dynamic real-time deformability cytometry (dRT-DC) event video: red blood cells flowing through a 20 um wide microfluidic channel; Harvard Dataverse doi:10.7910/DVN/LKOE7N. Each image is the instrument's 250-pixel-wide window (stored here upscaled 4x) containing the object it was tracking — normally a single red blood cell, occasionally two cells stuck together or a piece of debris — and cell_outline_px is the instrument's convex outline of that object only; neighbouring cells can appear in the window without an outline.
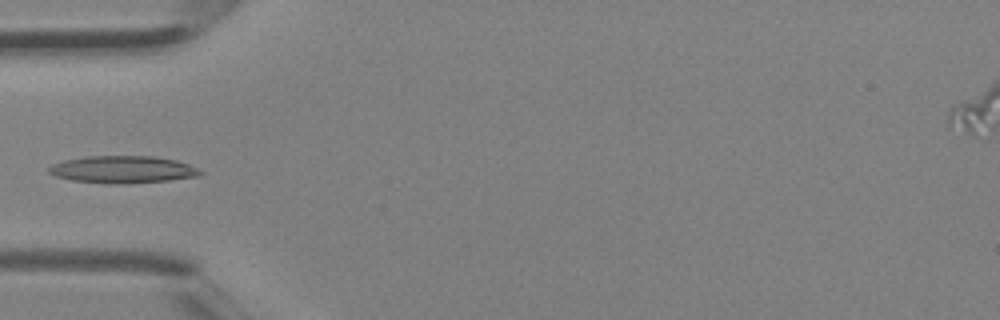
{"species": "Egyptian fruit bat (a non-hibernating species)", "species_latin": "Rousettus aegyptiacus", "temperature_condition": "room temperature", "stored_images_in_passage": 4, "camera_frame_rate_fps": 3000, "um_per_image_px": 0.085, "animal": {"sex": "female"}, "frame": {"image": 1, "passage_image": 4, "time_ms": 1.0, "image_size_px": [1000, 320], "cell_outline_px": [[204, 172], [200, 176], [168, 180], [124, 184], [104, 184], [72, 180], [56, 176], [48, 172], [48, 168], [52, 164], [64, 160], [84, 156], [156, 156], [176, 160], [188, 164]], "centroid_in_image_um": [10.42, 14.41], "position_along_channel_um": 74.6, "area_um2": 24.22}}